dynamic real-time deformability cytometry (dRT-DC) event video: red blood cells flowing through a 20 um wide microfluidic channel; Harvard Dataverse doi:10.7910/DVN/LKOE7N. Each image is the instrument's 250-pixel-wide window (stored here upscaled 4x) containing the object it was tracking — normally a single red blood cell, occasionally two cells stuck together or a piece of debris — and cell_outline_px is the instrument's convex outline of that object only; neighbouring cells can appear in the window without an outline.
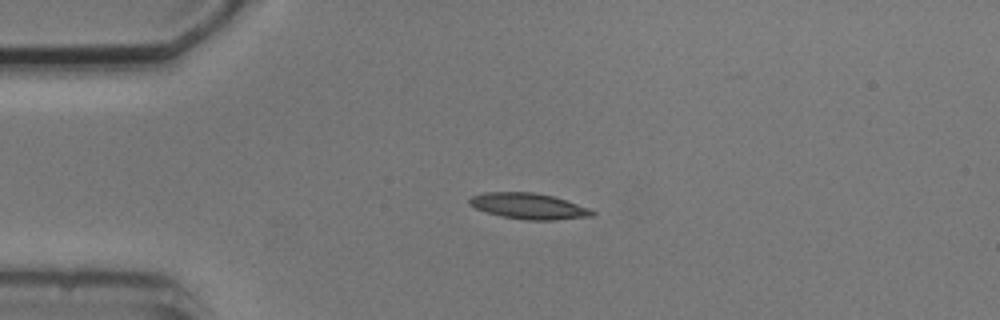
{"species": "common noctule bat (a hibernating species)", "species_latin": "Nyctalus noctula", "temperature_condition": "cold", "stored_images_in_passage": 3, "camera_frame_rate_fps": 3000, "um_per_image_px": 0.085, "animal": {"sex": "male", "body_mass_g": 20.5, "forearm_length_mm": 52.5}, "frame": {"image": 1, "passage_image": 2, "time_ms": 1.333, "image_size_px": [1000, 320], "cell_outline_px": [[596, 212], [592, 216], [552, 220], [528, 220], [500, 216], [476, 208], [468, 204], [468, 200], [472, 196], [484, 192], [532, 192], [552, 196], [588, 208]], "centroid_in_image_um": [44.89, 17.52], "position_along_channel_um": 40.1, "area_um2": 18.26}}